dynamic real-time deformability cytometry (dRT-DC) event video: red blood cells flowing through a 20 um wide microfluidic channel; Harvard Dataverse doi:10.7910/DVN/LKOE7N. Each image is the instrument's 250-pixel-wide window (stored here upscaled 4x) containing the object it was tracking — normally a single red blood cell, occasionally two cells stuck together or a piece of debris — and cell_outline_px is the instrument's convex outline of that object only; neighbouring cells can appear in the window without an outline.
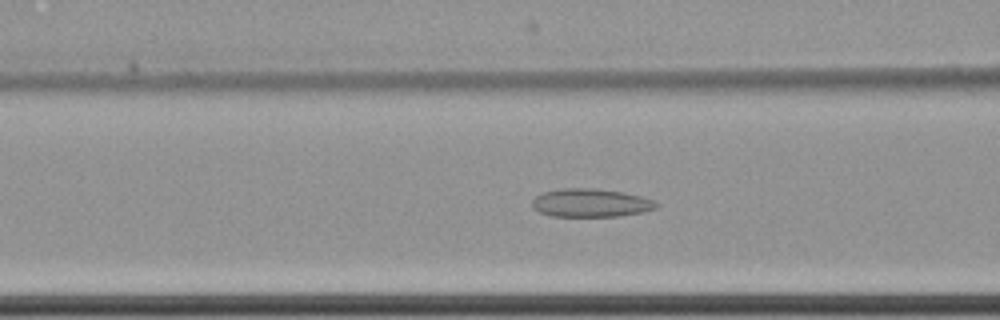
{"species": "common noctule bat (a hibernating species)", "species_latin": "Nyctalus noctula", "temperature_condition": "cold", "stored_images_in_passage": 57, "camera_frame_rate_fps": 3000, "um_per_image_px": 0.085, "animal": {"sex": "female", "body_mass_g": 22.7, "forearm_length_mm": 54.2}, "frame": {"image": 1, "passage_image": 22, "time_ms": 7.0, "image_size_px": [1000, 320], "cell_outline_px": [[660, 204], [656, 208], [644, 212], [620, 216], [552, 216], [540, 212], [532, 208], [532, 200], [536, 196], [544, 192], [560, 188], [592, 188], [624, 192], [656, 200]], "centroid_in_image_um": [50.24, 17.24], "position_along_channel_um": 116.4, "area_um2": 20.63}}
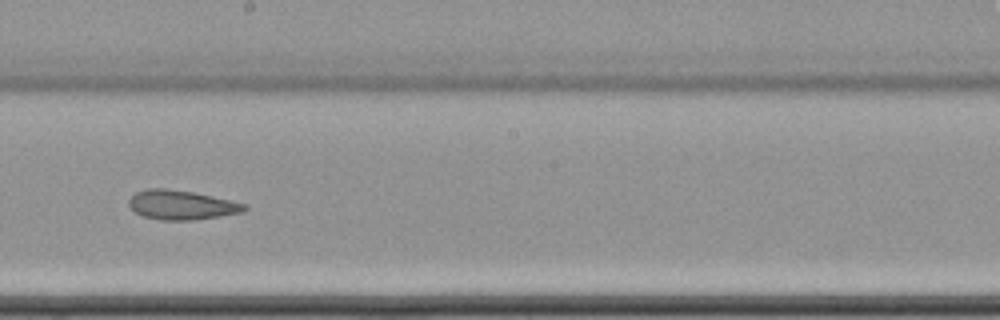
{"frame": {"image": 2, "passage_image": 32, "time_ms": 10.333, "image_size_px": [1000, 320], "cell_outline_px": [[248, 208], [244, 212], [220, 216], [192, 220], [160, 220], [144, 216], [136, 212], [128, 204], [128, 200], [136, 192], [148, 188], [168, 188], [192, 192], [212, 196], [248, 204]], "centroid_in_image_um": [15.45, 17.42], "position_along_channel_um": 232.7, "area_um2": 19.77}}
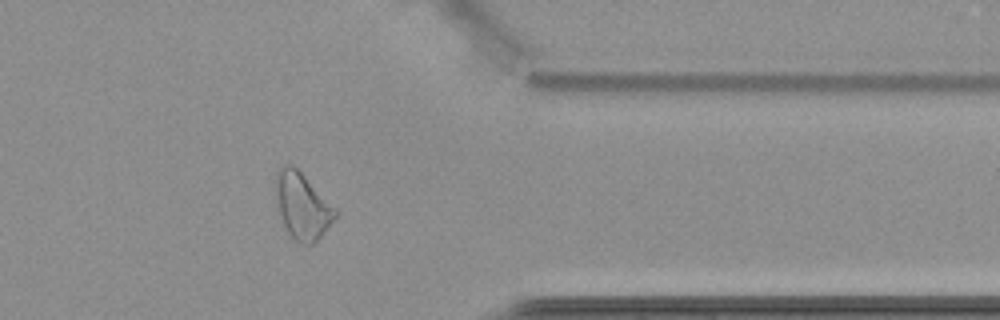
{"frame": {"image": 3, "passage_image": 46, "time_ms": 15.0, "image_size_px": [1000, 320], "cell_outline_px": [[340, 212], [320, 236], [312, 244], [300, 244], [288, 232], [284, 224], [280, 212], [276, 196], [276, 172], [284, 164], [292, 164]], "centroid_in_image_um": [25.71, 17.49], "position_along_channel_um": 385.7, "area_um2": 22.43}}